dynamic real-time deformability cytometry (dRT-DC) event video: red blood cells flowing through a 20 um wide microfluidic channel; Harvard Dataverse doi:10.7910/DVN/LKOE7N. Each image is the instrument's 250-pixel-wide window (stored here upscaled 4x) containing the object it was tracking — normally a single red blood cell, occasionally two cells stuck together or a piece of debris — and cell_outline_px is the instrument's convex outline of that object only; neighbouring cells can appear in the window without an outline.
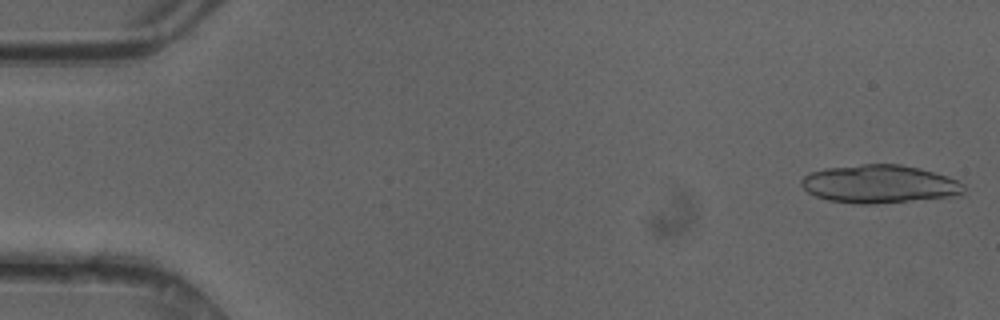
{"species": "common noctule bat (a hibernating species)", "species_latin": "Nyctalus noctula", "temperature_condition": "cold", "stored_images_in_passage": 48, "segment_of_instrument_passage": [1, 2], "camera_frame_rate_fps": 3000, "um_per_image_px": 0.085, "animal": {"sex": "female"}, "frame": {"image": 1, "passage_image": 1, "time_ms": 0.0, "image_size_px": [1000, 320], "cell_outline_px": [[964, 196], [876, 204], [856, 204], [828, 200], [816, 196], [808, 192], [800, 184], [800, 180], [804, 176], [812, 172], [824, 168], [860, 164], [900, 164], [920, 168], [948, 176], [964, 184]], "centroid_in_image_um": [74.8, 15.65], "position_along_channel_um": 10.2, "area_um2": 36.65}}